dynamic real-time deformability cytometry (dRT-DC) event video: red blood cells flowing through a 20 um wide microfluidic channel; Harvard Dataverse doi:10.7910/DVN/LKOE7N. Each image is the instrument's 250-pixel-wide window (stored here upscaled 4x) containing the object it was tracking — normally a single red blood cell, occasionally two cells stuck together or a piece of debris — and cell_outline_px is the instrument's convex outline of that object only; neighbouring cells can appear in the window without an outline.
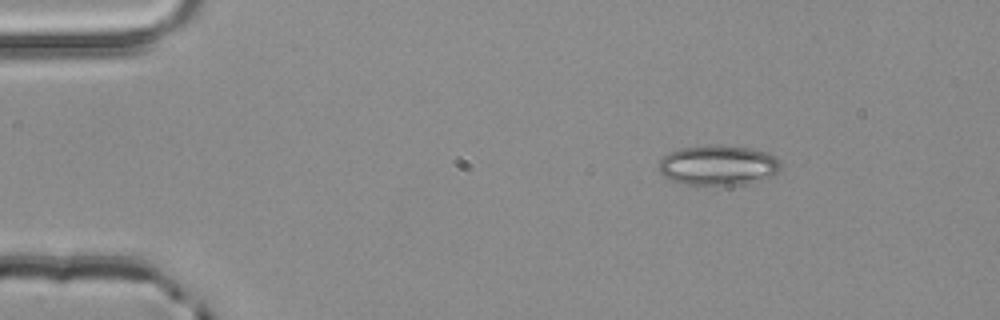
{"species": "common noctule bat (a hibernating species)", "species_latin": "Nyctalus noctula", "temperature_condition": "room temperature", "stored_images_in_passage": 2, "camera_frame_rate_fps": 3000, "um_per_image_px": 0.085, "animal": {"sex": "male", "body_mass_g": 20.4}, "frame": {"image": 1, "passage_image": 1, "time_ms": 0.0, "image_size_px": [1000, 320], "cell_outline_px": [[780, 168], [772, 176], [748, 184], [680, 184], [664, 176], [656, 168], [656, 164], [668, 152], [680, 148], [752, 148], [776, 156], [780, 160]], "centroid_in_image_um": [61.02, 14.09], "position_along_channel_um": 24.0, "area_um2": 27.69}}